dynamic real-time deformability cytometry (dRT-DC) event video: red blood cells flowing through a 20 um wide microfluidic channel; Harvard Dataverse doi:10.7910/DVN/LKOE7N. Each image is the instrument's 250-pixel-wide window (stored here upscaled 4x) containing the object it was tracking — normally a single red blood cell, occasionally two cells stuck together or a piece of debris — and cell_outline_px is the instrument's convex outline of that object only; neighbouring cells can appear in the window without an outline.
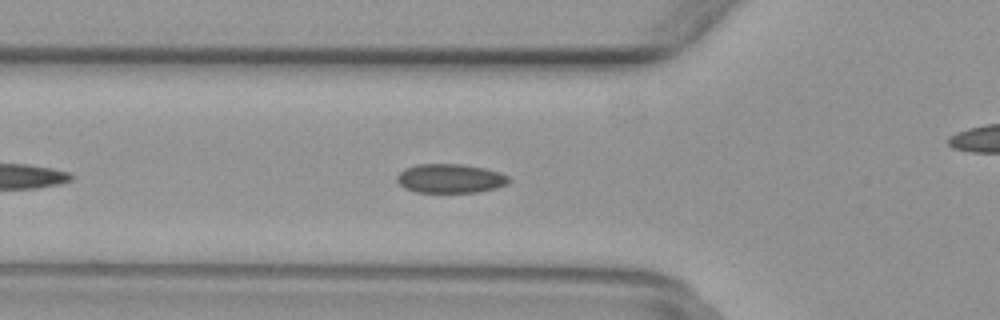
{"species": "common noctule bat (a hibernating species)", "species_latin": "Nyctalus noctula", "temperature_condition": "warm", "stored_images_in_passage": 33, "camera_frame_rate_fps": 3000, "um_per_image_px": 0.085, "animal": {"sex": "female", "body_mass_g": 29.2, "forearm_length_mm": 56.3}, "frame": {"image": 1, "passage_image": 6, "time_ms": 1.667, "image_size_px": [1000, 320], "cell_outline_px": [[512, 180], [508, 184], [496, 188], [476, 192], [416, 192], [404, 188], [396, 180], [396, 176], [404, 168], [416, 164], [460, 164], [484, 168], [500, 172], [508, 176]], "centroid_in_image_um": [38.27, 15.17], "position_along_channel_um": 87.5, "area_um2": 19.07}}
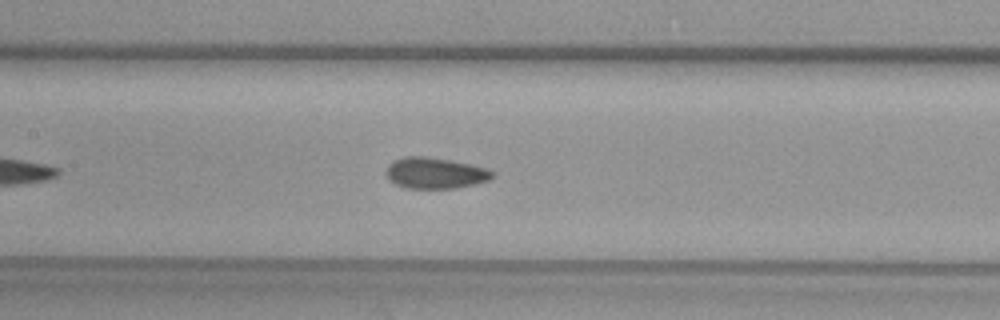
{"frame": {"image": 2, "passage_image": 12, "time_ms": 3.667, "image_size_px": [1000, 320], "cell_outline_px": [[496, 176], [488, 180], [476, 184], [456, 188], [404, 188], [388, 180], [384, 172], [388, 164], [392, 160], [404, 156], [424, 156], [452, 160], [488, 168], [496, 172]], "centroid_in_image_um": [36.98, 14.7], "position_along_channel_um": 170.4, "area_um2": 19.71}}
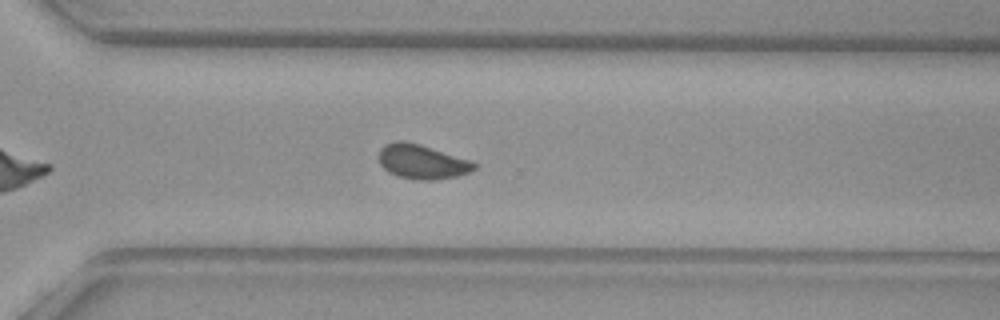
{"frame": {"image": 3, "passage_image": 24, "time_ms": 7.667, "image_size_px": [1000, 320], "cell_outline_px": [[476, 168], [468, 172], [456, 176], [432, 180], [420, 180], [400, 176], [388, 172], [380, 164], [380, 148], [384, 144], [396, 140], [404, 140], [420, 144], [472, 160], [476, 164]], "centroid_in_image_um": [35.87, 13.72], "position_along_channel_um": 334.7, "area_um2": 19.07}}